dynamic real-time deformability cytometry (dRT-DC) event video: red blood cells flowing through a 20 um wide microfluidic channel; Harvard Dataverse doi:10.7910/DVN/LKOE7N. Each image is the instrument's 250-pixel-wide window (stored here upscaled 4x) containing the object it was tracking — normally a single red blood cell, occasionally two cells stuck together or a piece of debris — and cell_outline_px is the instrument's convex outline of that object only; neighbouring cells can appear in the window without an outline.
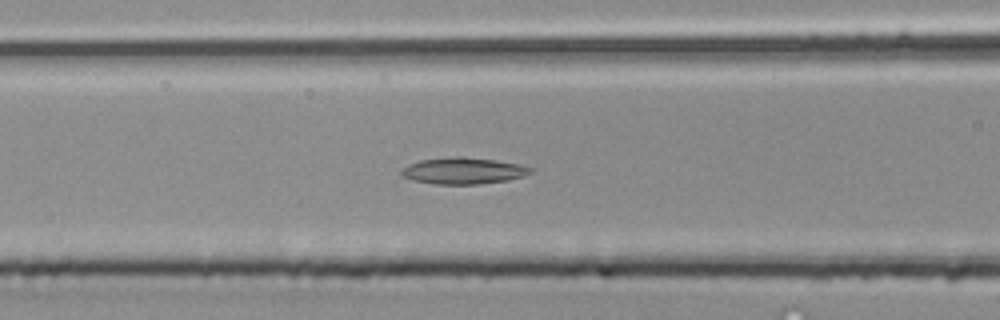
{"species": "common noctule bat (a hibernating species)", "species_latin": "Nyctalus noctula", "temperature_condition": "room temperature", "stored_images_in_passage": 47, "camera_frame_rate_fps": 3000, "um_per_image_px": 0.085, "animal": {"sex": "male", "body_mass_g": 20.4}, "frame": {"image": 1, "passage_image": 19, "time_ms": 6.0, "image_size_px": [1000, 320], "cell_outline_px": [[532, 172], [524, 176], [508, 180], [476, 184], [436, 184], [416, 180], [404, 176], [400, 172], [400, 168], [408, 164], [420, 160], [456, 156], [460, 156], [492, 160], [520, 164], [532, 168]], "centroid_in_image_um": [39.38, 14.51], "position_along_channel_um": 127.2, "area_um2": 19.71}}
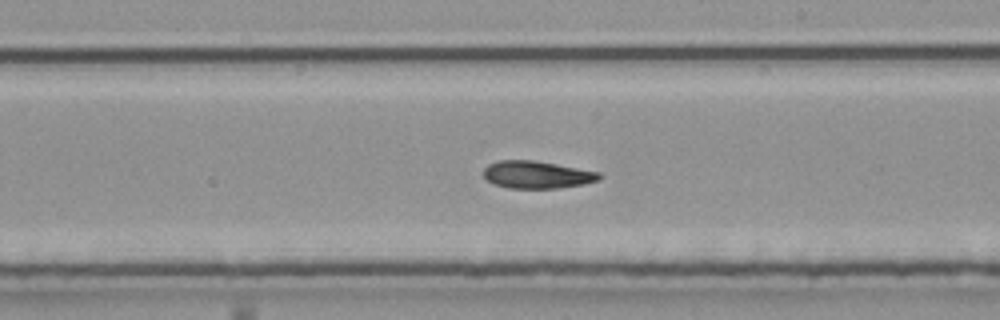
{"frame": {"image": 2, "passage_image": 27, "time_ms": 8.667, "image_size_px": [1000, 320], "cell_outline_px": [[604, 176], [600, 180], [584, 184], [560, 188], [508, 188], [496, 184], [488, 180], [484, 176], [484, 168], [488, 164], [496, 160], [536, 160], [600, 172]], "centroid_in_image_um": [45.68, 14.84], "position_along_channel_um": 243.3, "area_um2": 18.67}}
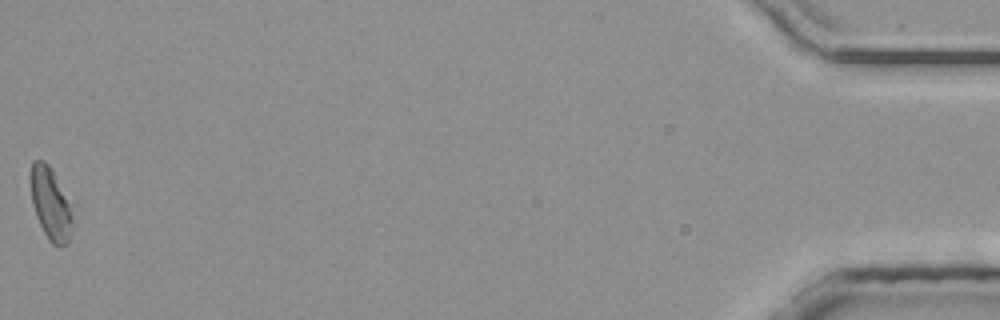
{"frame": {"image": 3, "passage_image": 47, "time_ms": 15.333, "image_size_px": [1000, 320], "cell_outline_px": [[76, 204], [68, 244], [60, 248], [52, 244], [48, 240], [36, 216], [32, 200], [28, 180], [28, 176], [32, 160], [44, 160], [48, 164]], "centroid_in_image_um": [4.35, 17.28], "position_along_channel_um": 430.8, "area_um2": 19.02}}